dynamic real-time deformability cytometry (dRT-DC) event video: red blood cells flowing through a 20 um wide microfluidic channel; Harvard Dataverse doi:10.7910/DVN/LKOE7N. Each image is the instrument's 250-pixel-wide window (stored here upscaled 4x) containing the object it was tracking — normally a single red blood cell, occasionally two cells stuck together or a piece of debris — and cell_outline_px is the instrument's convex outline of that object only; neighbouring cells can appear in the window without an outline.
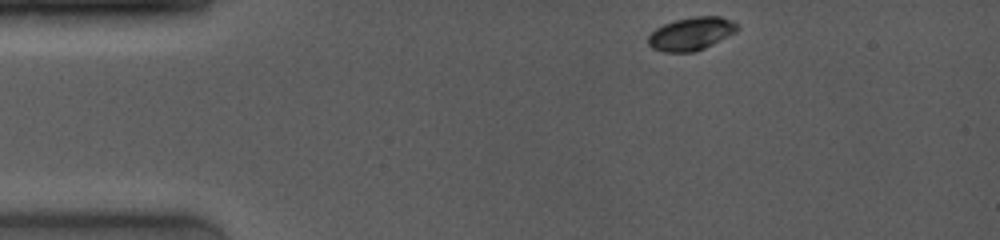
{"species": "common noctule bat (a hibernating species)", "species_latin": "Nyctalus noctula", "temperature_condition": "room temperature", "stored_images_in_passage": 65, "camera_frame_rate_fps": 4000, "um_per_image_px": 0.085, "animal": {"sex": "female", "body_mass_g": 19.0, "forearm_length_mm": 53.3}, "frame": {"image": 1, "passage_image": 1, "time_ms": 0.0, "image_size_px": [1000, 240], "cell_outline_px": [[740, 28], [736, 32], [696, 52], [664, 52], [652, 48], [648, 44], [648, 36], [656, 28], [664, 24], [676, 20], [696, 16], [720, 16], [732, 20]], "centroid_in_image_um": [58.76, 2.87], "position_along_channel_um": 26.2, "area_um2": 17.11}}
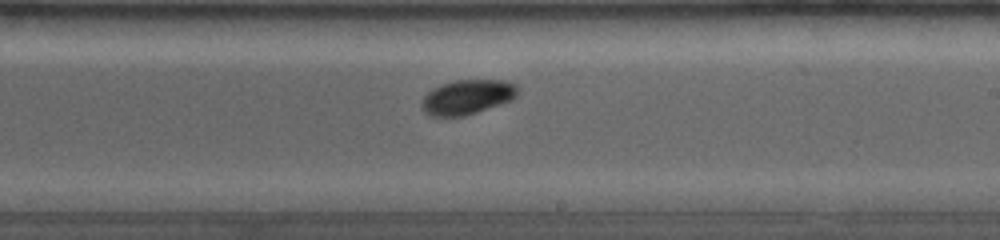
{"frame": {"image": 2, "passage_image": 33, "time_ms": 7.25, "image_size_px": [1000, 240], "cell_outline_px": [[520, 88], [516, 96], [508, 100], [476, 112], [464, 116], [432, 116], [424, 112], [420, 104], [424, 96], [432, 88], [440, 84], [456, 80], [504, 80], [516, 84]], "centroid_in_image_um": [39.68, 8.23], "position_along_channel_um": 249.3, "area_um2": 19.25}}
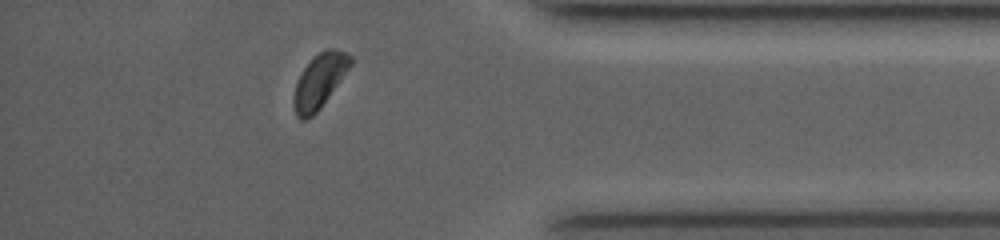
{"frame": {"image": 3, "passage_image": 60, "time_ms": 11.5, "image_size_px": [1000, 240], "cell_outline_px": [[352, 64], [320, 108], [312, 116], [304, 120], [300, 120], [296, 116], [292, 100], [296, 84], [300, 72], [320, 52], [328, 48], [336, 48], [352, 56]], "centroid_in_image_um": [27.14, 6.9], "position_along_channel_um": 408.1, "area_um2": 17.63}, "authors_computed_cell_mechanics": {"area_um2": 18.5538, "velocity_mm_per_s": 3.9996, "shape_relaxation_time_tau1_ms": 1.1023, "shape_relaxation_time_tau2_ms": null, "deformation_change_tau1": 0.0751, "deformation_change_tau2": null}}